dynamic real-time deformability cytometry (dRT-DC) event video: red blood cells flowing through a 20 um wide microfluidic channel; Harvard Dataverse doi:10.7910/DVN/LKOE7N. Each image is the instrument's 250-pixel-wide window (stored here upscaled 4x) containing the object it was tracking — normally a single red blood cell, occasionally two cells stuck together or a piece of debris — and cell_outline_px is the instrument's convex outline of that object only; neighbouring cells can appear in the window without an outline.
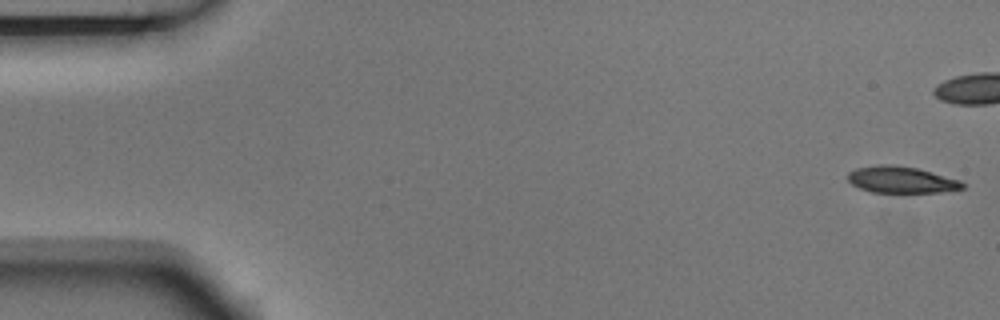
{"species": "Egyptian fruit bat (a non-hibernating species)", "species_latin": "Rousettus aegyptiacus", "temperature_condition": "room temperature", "stored_images_in_passage": 4, "segment_of_instrument_passage": [2, 2], "camera_frame_rate_fps": 3000, "um_per_image_px": 0.085, "animal": {"sex": "male"}, "frame": {"image": 1, "passage_image": 4, "time_ms": 1.0, "image_size_px": [1000, 320], "cell_outline_px": [[964, 188], [940, 192], [872, 192], [860, 188], [852, 184], [848, 180], [848, 172], [856, 168], [876, 164], [892, 164], [916, 168], [960, 180], [964, 184]], "centroid_in_image_um": [76.57, 15.27], "position_along_channel_um": 8.4, "area_um2": 17.63}}